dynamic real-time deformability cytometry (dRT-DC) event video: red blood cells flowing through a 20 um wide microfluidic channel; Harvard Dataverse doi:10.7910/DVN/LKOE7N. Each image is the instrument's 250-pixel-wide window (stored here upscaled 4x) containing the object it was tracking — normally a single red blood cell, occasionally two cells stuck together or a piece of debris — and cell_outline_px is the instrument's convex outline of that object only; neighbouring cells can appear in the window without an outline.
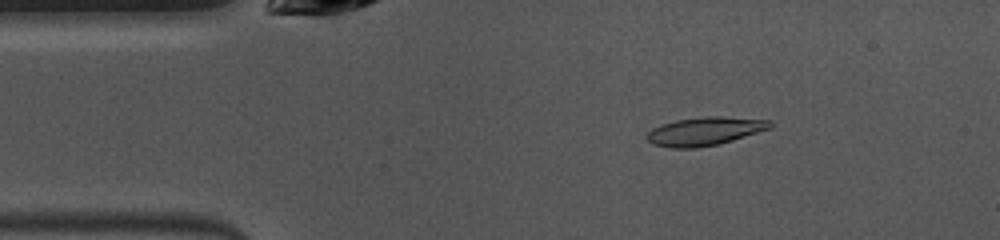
{"species": "common noctule bat (a hibernating species)", "species_latin": "Nyctalus noctula", "temperature_condition": "warm", "stored_images_in_passage": 49, "camera_frame_rate_fps": 3000, "um_per_image_px": 0.085, "animal": {"sex": "female", "body_mass_g": 10.0, "forearm_length_mm": 53.1}, "frame": {"image": 1, "passage_image": 7, "time_ms": 2.0, "image_size_px": [1000, 240], "cell_outline_px": [[772, 128], [720, 144], [696, 148], [672, 148], [652, 144], [644, 136], [652, 128], [660, 124], [676, 120], [708, 116], [720, 116], [768, 120], [772, 124]], "centroid_in_image_um": [59.87, 11.16], "position_along_channel_um": 25.1, "area_um2": 20.46}}
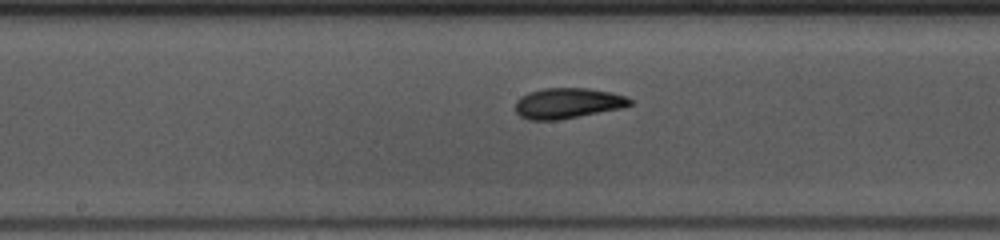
{"frame": {"image": 2, "passage_image": 23, "time_ms": 7.333, "image_size_px": [1000, 240], "cell_outline_px": [[632, 104], [624, 108], [556, 120], [528, 120], [520, 116], [516, 112], [516, 100], [520, 96], [528, 92], [544, 88], [588, 88], [612, 92], [624, 96], [632, 100]], "centroid_in_image_um": [48.25, 8.77], "position_along_channel_um": 200.0, "area_um2": 20.46}}
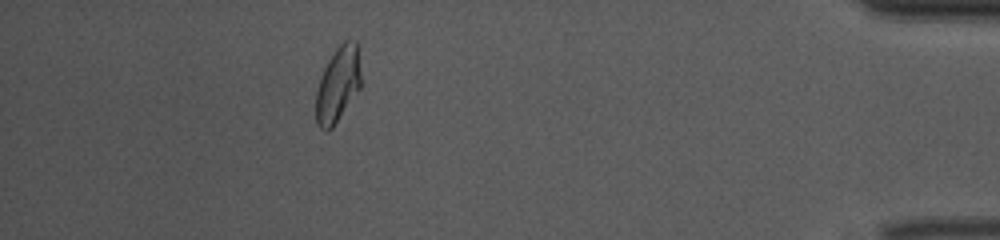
{"frame": {"image": 3, "passage_image": 43, "time_ms": 14.0, "image_size_px": [1000, 240], "cell_outline_px": [[360, 88], [332, 128], [328, 132], [324, 132], [316, 124], [316, 92], [320, 76], [328, 60], [336, 48], [344, 40], [356, 40], [360, 72]], "centroid_in_image_um": [28.69, 7.2], "position_along_channel_um": 406.5, "area_um2": 19.71}}